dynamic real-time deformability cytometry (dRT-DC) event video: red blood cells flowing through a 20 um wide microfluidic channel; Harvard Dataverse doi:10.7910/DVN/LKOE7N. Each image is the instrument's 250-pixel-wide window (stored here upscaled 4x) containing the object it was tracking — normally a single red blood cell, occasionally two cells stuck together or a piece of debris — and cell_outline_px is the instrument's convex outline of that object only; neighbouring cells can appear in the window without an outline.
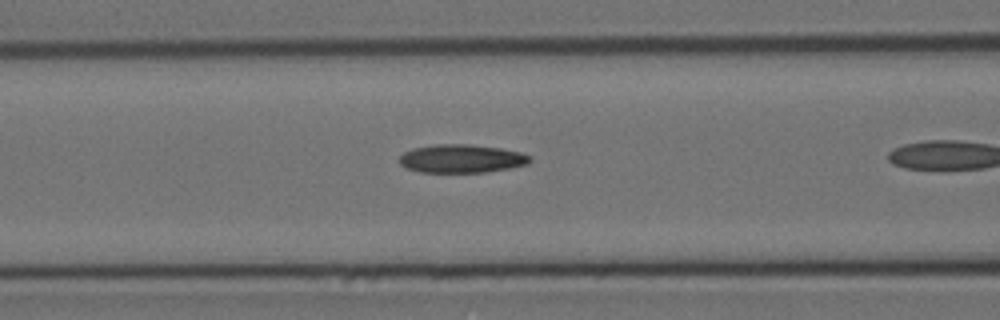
{"species": "Egyptian fruit bat (a non-hibernating species)", "species_latin": "Rousettus aegyptiacus", "temperature_condition": "cold", "stored_images_in_passage": 36, "camera_frame_rate_fps": 3000, "um_per_image_px": 0.085, "animal": {"sex": "female"}, "frame": {"image": 1, "passage_image": 15, "time_ms": 4.667, "image_size_px": [1000, 320], "cell_outline_px": [[532, 160], [528, 164], [488, 172], [420, 172], [404, 168], [400, 164], [400, 156], [404, 152], [412, 148], [436, 144], [468, 144], [500, 148], [520, 152], [532, 156]], "centroid_in_image_um": [39.23, 13.48], "position_along_channel_um": 127.4, "area_um2": 21.68}}
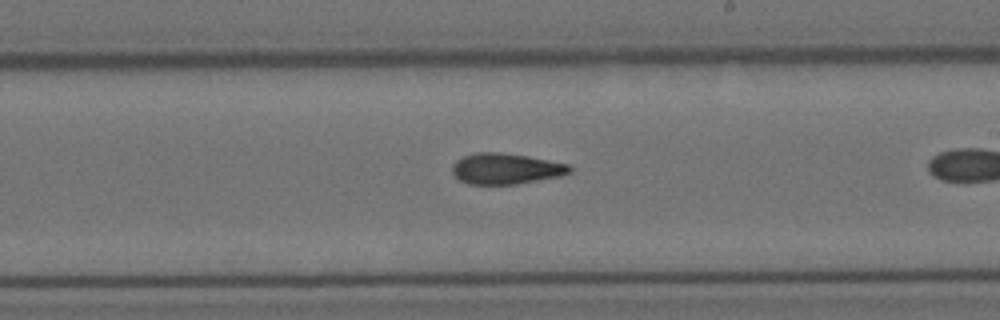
{"frame": {"image": 2, "passage_image": 25, "time_ms": 8.0, "image_size_px": [1000, 320], "cell_outline_px": [[572, 172], [560, 176], [516, 184], [468, 184], [460, 180], [452, 172], [452, 164], [456, 160], [464, 156], [476, 152], [500, 152], [528, 156], [568, 164], [572, 168]], "centroid_in_image_um": [42.99, 14.33], "position_along_channel_um": 246.0, "area_um2": 21.1}}
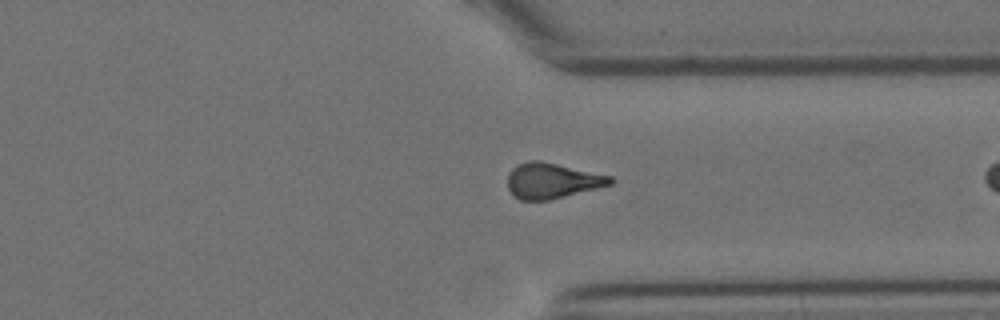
{"frame": {"image": 3, "passage_image": 35, "time_ms": 11.333, "image_size_px": [1000, 320], "cell_outline_px": [[616, 180], [612, 184], [548, 200], [520, 200], [512, 196], [508, 188], [508, 172], [512, 168], [528, 160], [540, 160], [612, 176]], "centroid_in_image_um": [46.91, 15.35], "position_along_channel_um": 364.5, "area_um2": 21.21}}